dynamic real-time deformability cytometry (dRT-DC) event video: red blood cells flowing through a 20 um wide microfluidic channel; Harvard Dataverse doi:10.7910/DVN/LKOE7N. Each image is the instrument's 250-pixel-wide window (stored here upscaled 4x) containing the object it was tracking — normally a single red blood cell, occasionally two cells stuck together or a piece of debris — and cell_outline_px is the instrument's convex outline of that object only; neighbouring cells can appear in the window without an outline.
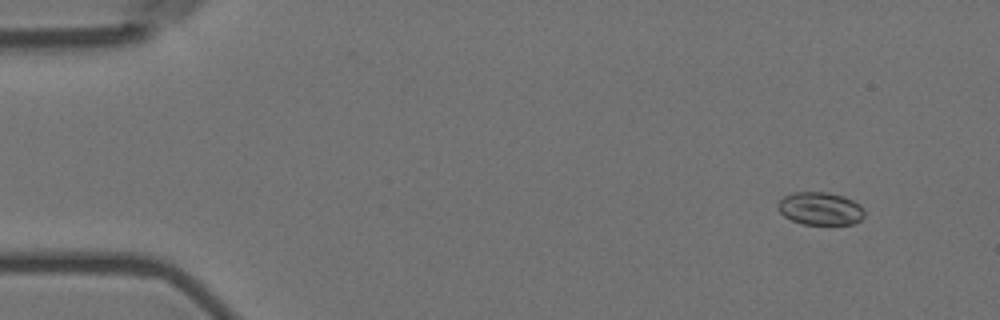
{"species": "Egyptian fruit bat (a non-hibernating species)", "species_latin": "Rousettus aegyptiacus", "temperature_condition": "room temperature", "stored_images_in_passage": 56, "camera_frame_rate_fps": 3000, "um_per_image_px": 0.085, "animal": {"sex": "female"}, "frame": {"image": 1, "passage_image": 4, "time_ms": 1.0, "image_size_px": [1000, 320], "cell_outline_px": [[864, 216], [860, 220], [852, 224], [804, 224], [792, 220], [784, 216], [776, 208], [776, 204], [784, 196], [792, 192], [828, 192], [844, 196], [860, 204], [864, 208]], "centroid_in_image_um": [69.71, 17.72], "position_along_channel_um": 15.3, "area_um2": 16.7}}
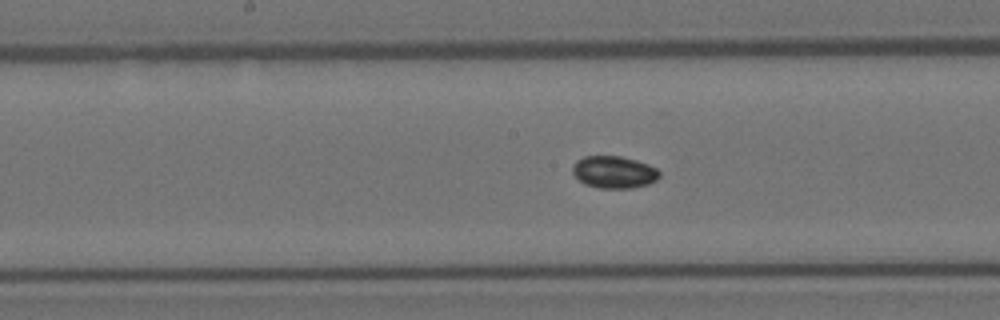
{"frame": {"image": 2, "passage_image": 28, "time_ms": 9.0, "image_size_px": [1000, 320], "cell_outline_px": [[660, 176], [656, 180], [648, 184], [632, 188], [600, 188], [584, 184], [572, 172], [572, 164], [576, 160], [584, 156], [620, 156], [636, 160], [648, 164], [656, 168], [660, 172]], "centroid_in_image_um": [52.18, 14.62], "position_along_channel_um": 196.0, "area_um2": 16.36}}
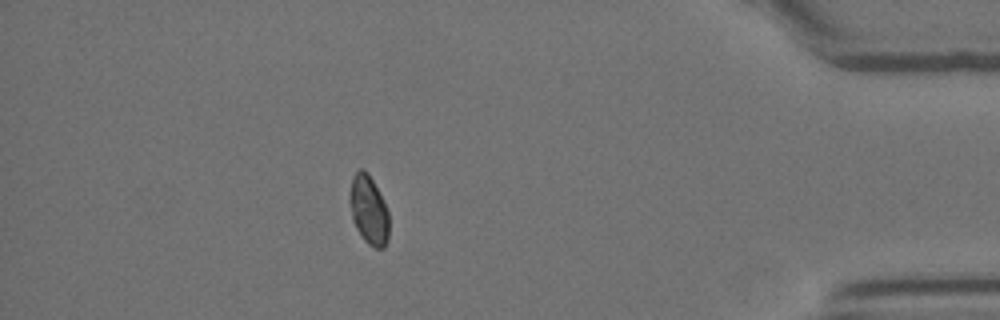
{"frame": {"image": 3, "passage_image": 49, "time_ms": 16.0, "image_size_px": [1000, 320], "cell_outline_px": [[388, 240], [384, 248], [376, 248], [368, 244], [364, 240], [356, 228], [352, 220], [348, 200], [352, 176], [360, 168], [364, 168], [368, 172], [388, 212]], "centroid_in_image_um": [31.3, 17.85], "position_along_channel_um": 403.9, "area_um2": 15.78}, "authors_computed_cell_mechanics": {"area_um2": 16.3574, "velocity_mm_per_s": 3.6134, "shape_relaxation_time_tau1_ms": null, "shape_relaxation_time_tau2_ms": 2.3874, "deformation_change_tau1": null, "deformation_change_tau2": 0.0305}}